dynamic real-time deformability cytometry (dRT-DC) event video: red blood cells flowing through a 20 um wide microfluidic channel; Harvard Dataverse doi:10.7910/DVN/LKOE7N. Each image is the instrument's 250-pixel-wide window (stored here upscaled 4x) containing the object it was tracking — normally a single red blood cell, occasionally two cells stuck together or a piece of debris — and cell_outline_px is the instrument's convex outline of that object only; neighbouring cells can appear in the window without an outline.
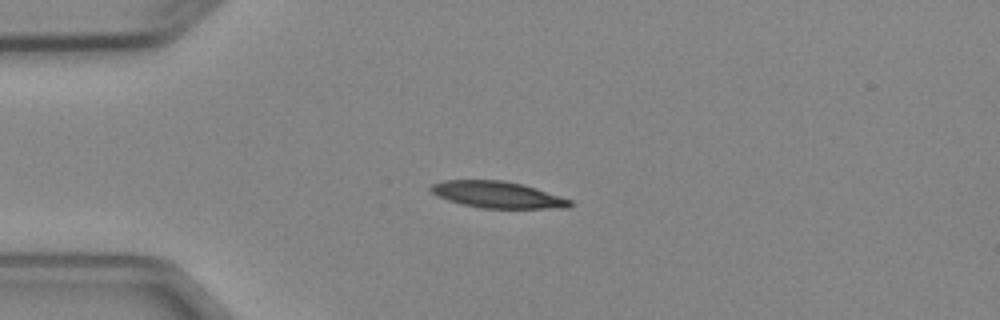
{"species": "Egyptian fruit bat (a non-hibernating species)", "species_latin": "Rousettus aegyptiacus", "temperature_condition": "cold", "stored_images_in_passage": 4, "camera_frame_rate_fps": 3000, "um_per_image_px": 0.085, "animal": {"sex": "female"}, "frame": {"image": 1, "passage_image": 2, "time_ms": 2.0, "image_size_px": [1000, 320], "cell_outline_px": [[572, 204], [568, 208], [484, 208], [464, 204], [448, 200], [432, 192], [428, 188], [432, 184], [444, 180], [504, 180], [524, 184], [572, 200]], "centroid_in_image_um": [42.31, 16.54], "position_along_channel_um": 42.7, "area_um2": 21.39}}